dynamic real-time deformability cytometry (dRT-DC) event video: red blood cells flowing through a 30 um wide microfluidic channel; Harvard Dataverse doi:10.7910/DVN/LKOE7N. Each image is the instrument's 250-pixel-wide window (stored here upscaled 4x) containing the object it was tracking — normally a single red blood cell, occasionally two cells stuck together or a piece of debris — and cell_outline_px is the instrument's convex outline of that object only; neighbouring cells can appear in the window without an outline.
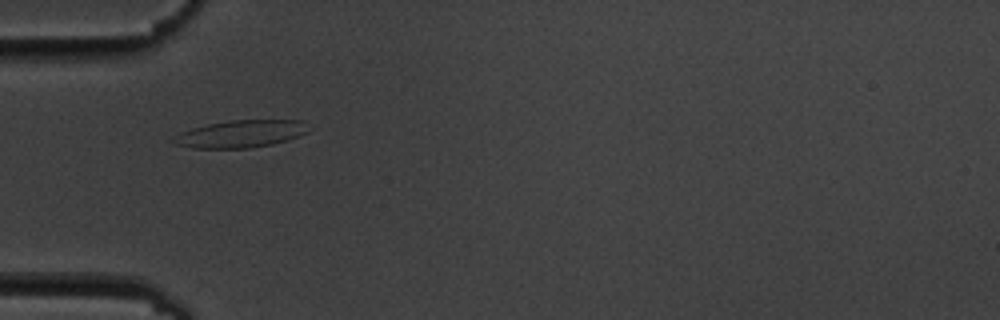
{"species": "common noctule bat (a hibernating species)", "species_latin": "Nyctalus noctula", "temperature_condition": "cold", "stored_images_in_passage": 2, "camera_frame_rate_fps": 3000, "um_per_image_px": 0.085, "animal": {"sex": "male", "body_mass_g": 19.5, "forearm_length_mm": 54.6}, "frame": {"image": 1, "passage_image": 1, "time_ms": 0.0, "image_size_px": [1000, 320], "cell_outline_px": [[308, 132], [288, 140], [272, 144], [248, 148], [192, 148], [176, 144], [172, 140], [180, 132], [192, 128], [208, 124], [232, 120], [300, 120]], "centroid_in_image_um": [20.43, 11.38], "position_along_channel_um": 64.6, "area_um2": 21.15}}